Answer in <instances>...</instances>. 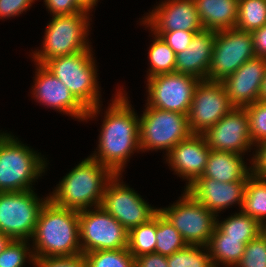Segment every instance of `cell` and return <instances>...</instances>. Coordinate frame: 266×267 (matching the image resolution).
Here are the masks:
<instances>
[{
	"mask_svg": "<svg viewBox=\"0 0 266 267\" xmlns=\"http://www.w3.org/2000/svg\"><path fill=\"white\" fill-rule=\"evenodd\" d=\"M235 267H266V237L262 233L246 244Z\"/></svg>",
	"mask_w": 266,
	"mask_h": 267,
	"instance_id": "35",
	"label": "cell"
},
{
	"mask_svg": "<svg viewBox=\"0 0 266 267\" xmlns=\"http://www.w3.org/2000/svg\"><path fill=\"white\" fill-rule=\"evenodd\" d=\"M216 219V226L226 234V238L241 239L244 244H247L261 233L262 225L253 217H250L242 210L231 214L224 221Z\"/></svg>",
	"mask_w": 266,
	"mask_h": 267,
	"instance_id": "25",
	"label": "cell"
},
{
	"mask_svg": "<svg viewBox=\"0 0 266 267\" xmlns=\"http://www.w3.org/2000/svg\"><path fill=\"white\" fill-rule=\"evenodd\" d=\"M155 37L149 48L148 58L150 67L147 71V78L154 77L160 74L175 72L176 54L169 45L158 35Z\"/></svg>",
	"mask_w": 266,
	"mask_h": 267,
	"instance_id": "28",
	"label": "cell"
},
{
	"mask_svg": "<svg viewBox=\"0 0 266 267\" xmlns=\"http://www.w3.org/2000/svg\"><path fill=\"white\" fill-rule=\"evenodd\" d=\"M159 211L179 231L187 245L207 246L216 227V215L184 190L176 203Z\"/></svg>",
	"mask_w": 266,
	"mask_h": 267,
	"instance_id": "9",
	"label": "cell"
},
{
	"mask_svg": "<svg viewBox=\"0 0 266 267\" xmlns=\"http://www.w3.org/2000/svg\"><path fill=\"white\" fill-rule=\"evenodd\" d=\"M151 31H201L202 23L199 18L194 0H165L147 13L140 22Z\"/></svg>",
	"mask_w": 266,
	"mask_h": 267,
	"instance_id": "17",
	"label": "cell"
},
{
	"mask_svg": "<svg viewBox=\"0 0 266 267\" xmlns=\"http://www.w3.org/2000/svg\"><path fill=\"white\" fill-rule=\"evenodd\" d=\"M88 267H135V257L128 248L84 253Z\"/></svg>",
	"mask_w": 266,
	"mask_h": 267,
	"instance_id": "32",
	"label": "cell"
},
{
	"mask_svg": "<svg viewBox=\"0 0 266 267\" xmlns=\"http://www.w3.org/2000/svg\"><path fill=\"white\" fill-rule=\"evenodd\" d=\"M187 243L179 231L160 212L156 213V246L155 253L170 256L184 248Z\"/></svg>",
	"mask_w": 266,
	"mask_h": 267,
	"instance_id": "27",
	"label": "cell"
},
{
	"mask_svg": "<svg viewBox=\"0 0 266 267\" xmlns=\"http://www.w3.org/2000/svg\"><path fill=\"white\" fill-rule=\"evenodd\" d=\"M44 4L52 16L85 12L75 0H44Z\"/></svg>",
	"mask_w": 266,
	"mask_h": 267,
	"instance_id": "39",
	"label": "cell"
},
{
	"mask_svg": "<svg viewBox=\"0 0 266 267\" xmlns=\"http://www.w3.org/2000/svg\"><path fill=\"white\" fill-rule=\"evenodd\" d=\"M37 65L32 95L38 103L58 112L69 114L79 121H85L87 109L76 99L67 86L43 65Z\"/></svg>",
	"mask_w": 266,
	"mask_h": 267,
	"instance_id": "16",
	"label": "cell"
},
{
	"mask_svg": "<svg viewBox=\"0 0 266 267\" xmlns=\"http://www.w3.org/2000/svg\"><path fill=\"white\" fill-rule=\"evenodd\" d=\"M196 32L199 31H152L153 34L160 36L175 54L184 51L188 47Z\"/></svg>",
	"mask_w": 266,
	"mask_h": 267,
	"instance_id": "36",
	"label": "cell"
},
{
	"mask_svg": "<svg viewBox=\"0 0 266 267\" xmlns=\"http://www.w3.org/2000/svg\"><path fill=\"white\" fill-rule=\"evenodd\" d=\"M247 180L228 183L210 177H199L185 191L219 217L218 213L233 204H238L241 210Z\"/></svg>",
	"mask_w": 266,
	"mask_h": 267,
	"instance_id": "18",
	"label": "cell"
},
{
	"mask_svg": "<svg viewBox=\"0 0 266 267\" xmlns=\"http://www.w3.org/2000/svg\"><path fill=\"white\" fill-rule=\"evenodd\" d=\"M48 199L39 198L34 189L0 192V232L12 240L31 241L40 210Z\"/></svg>",
	"mask_w": 266,
	"mask_h": 267,
	"instance_id": "8",
	"label": "cell"
},
{
	"mask_svg": "<svg viewBox=\"0 0 266 267\" xmlns=\"http://www.w3.org/2000/svg\"><path fill=\"white\" fill-rule=\"evenodd\" d=\"M41 153L9 133H0V192L32 190V183L45 172Z\"/></svg>",
	"mask_w": 266,
	"mask_h": 267,
	"instance_id": "5",
	"label": "cell"
},
{
	"mask_svg": "<svg viewBox=\"0 0 266 267\" xmlns=\"http://www.w3.org/2000/svg\"><path fill=\"white\" fill-rule=\"evenodd\" d=\"M254 157L251 158L250 164L252 173L258 177L266 179V141L256 145Z\"/></svg>",
	"mask_w": 266,
	"mask_h": 267,
	"instance_id": "40",
	"label": "cell"
},
{
	"mask_svg": "<svg viewBox=\"0 0 266 267\" xmlns=\"http://www.w3.org/2000/svg\"><path fill=\"white\" fill-rule=\"evenodd\" d=\"M243 159L241 154L210 150L201 177H210L216 181L228 183L248 179L252 168L247 166L248 164Z\"/></svg>",
	"mask_w": 266,
	"mask_h": 267,
	"instance_id": "22",
	"label": "cell"
},
{
	"mask_svg": "<svg viewBox=\"0 0 266 267\" xmlns=\"http://www.w3.org/2000/svg\"><path fill=\"white\" fill-rule=\"evenodd\" d=\"M79 242L82 254L127 248L128 231L101 206L79 211Z\"/></svg>",
	"mask_w": 266,
	"mask_h": 267,
	"instance_id": "10",
	"label": "cell"
},
{
	"mask_svg": "<svg viewBox=\"0 0 266 267\" xmlns=\"http://www.w3.org/2000/svg\"><path fill=\"white\" fill-rule=\"evenodd\" d=\"M168 267H215L207 246L186 245L167 256Z\"/></svg>",
	"mask_w": 266,
	"mask_h": 267,
	"instance_id": "31",
	"label": "cell"
},
{
	"mask_svg": "<svg viewBox=\"0 0 266 267\" xmlns=\"http://www.w3.org/2000/svg\"><path fill=\"white\" fill-rule=\"evenodd\" d=\"M88 12L52 16L45 29L42 50L32 52L33 61L44 65L48 60L91 50L88 41L90 18ZM87 37V38H86Z\"/></svg>",
	"mask_w": 266,
	"mask_h": 267,
	"instance_id": "6",
	"label": "cell"
},
{
	"mask_svg": "<svg viewBox=\"0 0 266 267\" xmlns=\"http://www.w3.org/2000/svg\"><path fill=\"white\" fill-rule=\"evenodd\" d=\"M11 238L0 232V253L5 250L8 244L11 242Z\"/></svg>",
	"mask_w": 266,
	"mask_h": 267,
	"instance_id": "45",
	"label": "cell"
},
{
	"mask_svg": "<svg viewBox=\"0 0 266 267\" xmlns=\"http://www.w3.org/2000/svg\"><path fill=\"white\" fill-rule=\"evenodd\" d=\"M114 175L89 156L63 176L48 197L57 206L77 211L99 207L105 187Z\"/></svg>",
	"mask_w": 266,
	"mask_h": 267,
	"instance_id": "3",
	"label": "cell"
},
{
	"mask_svg": "<svg viewBox=\"0 0 266 267\" xmlns=\"http://www.w3.org/2000/svg\"><path fill=\"white\" fill-rule=\"evenodd\" d=\"M249 118V132L253 145L266 141V102L256 101L244 107Z\"/></svg>",
	"mask_w": 266,
	"mask_h": 267,
	"instance_id": "34",
	"label": "cell"
},
{
	"mask_svg": "<svg viewBox=\"0 0 266 267\" xmlns=\"http://www.w3.org/2000/svg\"><path fill=\"white\" fill-rule=\"evenodd\" d=\"M256 57L251 32L236 28L216 31L209 81H223L246 61Z\"/></svg>",
	"mask_w": 266,
	"mask_h": 267,
	"instance_id": "11",
	"label": "cell"
},
{
	"mask_svg": "<svg viewBox=\"0 0 266 267\" xmlns=\"http://www.w3.org/2000/svg\"><path fill=\"white\" fill-rule=\"evenodd\" d=\"M204 29L221 31L236 27L238 0H194Z\"/></svg>",
	"mask_w": 266,
	"mask_h": 267,
	"instance_id": "23",
	"label": "cell"
},
{
	"mask_svg": "<svg viewBox=\"0 0 266 267\" xmlns=\"http://www.w3.org/2000/svg\"><path fill=\"white\" fill-rule=\"evenodd\" d=\"M256 57L266 58V25L251 32Z\"/></svg>",
	"mask_w": 266,
	"mask_h": 267,
	"instance_id": "42",
	"label": "cell"
},
{
	"mask_svg": "<svg viewBox=\"0 0 266 267\" xmlns=\"http://www.w3.org/2000/svg\"><path fill=\"white\" fill-rule=\"evenodd\" d=\"M241 210L261 225L266 221V179L248 176Z\"/></svg>",
	"mask_w": 266,
	"mask_h": 267,
	"instance_id": "26",
	"label": "cell"
},
{
	"mask_svg": "<svg viewBox=\"0 0 266 267\" xmlns=\"http://www.w3.org/2000/svg\"><path fill=\"white\" fill-rule=\"evenodd\" d=\"M34 267H88L84 254L35 258Z\"/></svg>",
	"mask_w": 266,
	"mask_h": 267,
	"instance_id": "37",
	"label": "cell"
},
{
	"mask_svg": "<svg viewBox=\"0 0 266 267\" xmlns=\"http://www.w3.org/2000/svg\"><path fill=\"white\" fill-rule=\"evenodd\" d=\"M92 50H84L48 60L43 66L64 83L87 109L86 121L100 113V88Z\"/></svg>",
	"mask_w": 266,
	"mask_h": 267,
	"instance_id": "4",
	"label": "cell"
},
{
	"mask_svg": "<svg viewBox=\"0 0 266 267\" xmlns=\"http://www.w3.org/2000/svg\"><path fill=\"white\" fill-rule=\"evenodd\" d=\"M121 178L122 174H115L109 180L100 206L129 231L148 222L159 208L148 204L133 188L123 184Z\"/></svg>",
	"mask_w": 266,
	"mask_h": 267,
	"instance_id": "12",
	"label": "cell"
},
{
	"mask_svg": "<svg viewBox=\"0 0 266 267\" xmlns=\"http://www.w3.org/2000/svg\"><path fill=\"white\" fill-rule=\"evenodd\" d=\"M135 267H168L167 256L149 253L135 259Z\"/></svg>",
	"mask_w": 266,
	"mask_h": 267,
	"instance_id": "41",
	"label": "cell"
},
{
	"mask_svg": "<svg viewBox=\"0 0 266 267\" xmlns=\"http://www.w3.org/2000/svg\"><path fill=\"white\" fill-rule=\"evenodd\" d=\"M35 0H0V19L19 16L28 11Z\"/></svg>",
	"mask_w": 266,
	"mask_h": 267,
	"instance_id": "38",
	"label": "cell"
},
{
	"mask_svg": "<svg viewBox=\"0 0 266 267\" xmlns=\"http://www.w3.org/2000/svg\"><path fill=\"white\" fill-rule=\"evenodd\" d=\"M261 233L266 237V221L262 224Z\"/></svg>",
	"mask_w": 266,
	"mask_h": 267,
	"instance_id": "46",
	"label": "cell"
},
{
	"mask_svg": "<svg viewBox=\"0 0 266 267\" xmlns=\"http://www.w3.org/2000/svg\"><path fill=\"white\" fill-rule=\"evenodd\" d=\"M146 79L148 90L146 104L161 110L188 115L199 79L177 72Z\"/></svg>",
	"mask_w": 266,
	"mask_h": 267,
	"instance_id": "13",
	"label": "cell"
},
{
	"mask_svg": "<svg viewBox=\"0 0 266 267\" xmlns=\"http://www.w3.org/2000/svg\"><path fill=\"white\" fill-rule=\"evenodd\" d=\"M31 239L35 258L81 254L79 211L57 206L48 199L40 210Z\"/></svg>",
	"mask_w": 266,
	"mask_h": 267,
	"instance_id": "2",
	"label": "cell"
},
{
	"mask_svg": "<svg viewBox=\"0 0 266 267\" xmlns=\"http://www.w3.org/2000/svg\"><path fill=\"white\" fill-rule=\"evenodd\" d=\"M216 31L203 29L194 34L188 47L176 54L175 72L207 80Z\"/></svg>",
	"mask_w": 266,
	"mask_h": 267,
	"instance_id": "21",
	"label": "cell"
},
{
	"mask_svg": "<svg viewBox=\"0 0 266 267\" xmlns=\"http://www.w3.org/2000/svg\"><path fill=\"white\" fill-rule=\"evenodd\" d=\"M77 5L85 12H92L90 10L97 6L98 0H75Z\"/></svg>",
	"mask_w": 266,
	"mask_h": 267,
	"instance_id": "43",
	"label": "cell"
},
{
	"mask_svg": "<svg viewBox=\"0 0 266 267\" xmlns=\"http://www.w3.org/2000/svg\"><path fill=\"white\" fill-rule=\"evenodd\" d=\"M210 150L202 134H191L166 155L172 171L188 181L184 189L203 175Z\"/></svg>",
	"mask_w": 266,
	"mask_h": 267,
	"instance_id": "19",
	"label": "cell"
},
{
	"mask_svg": "<svg viewBox=\"0 0 266 267\" xmlns=\"http://www.w3.org/2000/svg\"><path fill=\"white\" fill-rule=\"evenodd\" d=\"M156 214L148 222L128 231V250L135 257L155 253Z\"/></svg>",
	"mask_w": 266,
	"mask_h": 267,
	"instance_id": "29",
	"label": "cell"
},
{
	"mask_svg": "<svg viewBox=\"0 0 266 267\" xmlns=\"http://www.w3.org/2000/svg\"><path fill=\"white\" fill-rule=\"evenodd\" d=\"M246 244L241 239L226 238L217 226L210 237L207 248L215 267H235L241 260Z\"/></svg>",
	"mask_w": 266,
	"mask_h": 267,
	"instance_id": "24",
	"label": "cell"
},
{
	"mask_svg": "<svg viewBox=\"0 0 266 267\" xmlns=\"http://www.w3.org/2000/svg\"><path fill=\"white\" fill-rule=\"evenodd\" d=\"M208 147L214 151L244 156L253 145L249 132V118L245 108L234 107L218 123L203 134ZM249 150V151H248Z\"/></svg>",
	"mask_w": 266,
	"mask_h": 267,
	"instance_id": "15",
	"label": "cell"
},
{
	"mask_svg": "<svg viewBox=\"0 0 266 267\" xmlns=\"http://www.w3.org/2000/svg\"><path fill=\"white\" fill-rule=\"evenodd\" d=\"M117 90L112 104L105 111L98 140V150L90 157L114 174H122L133 151L139 152V117L129 103L127 94ZM139 150V151H138Z\"/></svg>",
	"mask_w": 266,
	"mask_h": 267,
	"instance_id": "1",
	"label": "cell"
},
{
	"mask_svg": "<svg viewBox=\"0 0 266 267\" xmlns=\"http://www.w3.org/2000/svg\"><path fill=\"white\" fill-rule=\"evenodd\" d=\"M233 108L222 82L200 80L187 115L189 130L203 134Z\"/></svg>",
	"mask_w": 266,
	"mask_h": 267,
	"instance_id": "14",
	"label": "cell"
},
{
	"mask_svg": "<svg viewBox=\"0 0 266 267\" xmlns=\"http://www.w3.org/2000/svg\"><path fill=\"white\" fill-rule=\"evenodd\" d=\"M258 101L266 102V70H265V75H264L263 81L261 83V89L259 92Z\"/></svg>",
	"mask_w": 266,
	"mask_h": 267,
	"instance_id": "44",
	"label": "cell"
},
{
	"mask_svg": "<svg viewBox=\"0 0 266 267\" xmlns=\"http://www.w3.org/2000/svg\"><path fill=\"white\" fill-rule=\"evenodd\" d=\"M145 107L139 116L140 151L166 150L167 155L175 145L192 134L187 115L150 107L148 104Z\"/></svg>",
	"mask_w": 266,
	"mask_h": 267,
	"instance_id": "7",
	"label": "cell"
},
{
	"mask_svg": "<svg viewBox=\"0 0 266 267\" xmlns=\"http://www.w3.org/2000/svg\"><path fill=\"white\" fill-rule=\"evenodd\" d=\"M28 259L34 266L35 257L28 240L14 239L0 253V267H23Z\"/></svg>",
	"mask_w": 266,
	"mask_h": 267,
	"instance_id": "33",
	"label": "cell"
},
{
	"mask_svg": "<svg viewBox=\"0 0 266 267\" xmlns=\"http://www.w3.org/2000/svg\"><path fill=\"white\" fill-rule=\"evenodd\" d=\"M266 70V58L254 57L221 81L234 107L244 108L258 101Z\"/></svg>",
	"mask_w": 266,
	"mask_h": 267,
	"instance_id": "20",
	"label": "cell"
},
{
	"mask_svg": "<svg viewBox=\"0 0 266 267\" xmlns=\"http://www.w3.org/2000/svg\"><path fill=\"white\" fill-rule=\"evenodd\" d=\"M266 25V0H238L236 29L252 32Z\"/></svg>",
	"mask_w": 266,
	"mask_h": 267,
	"instance_id": "30",
	"label": "cell"
}]
</instances>
